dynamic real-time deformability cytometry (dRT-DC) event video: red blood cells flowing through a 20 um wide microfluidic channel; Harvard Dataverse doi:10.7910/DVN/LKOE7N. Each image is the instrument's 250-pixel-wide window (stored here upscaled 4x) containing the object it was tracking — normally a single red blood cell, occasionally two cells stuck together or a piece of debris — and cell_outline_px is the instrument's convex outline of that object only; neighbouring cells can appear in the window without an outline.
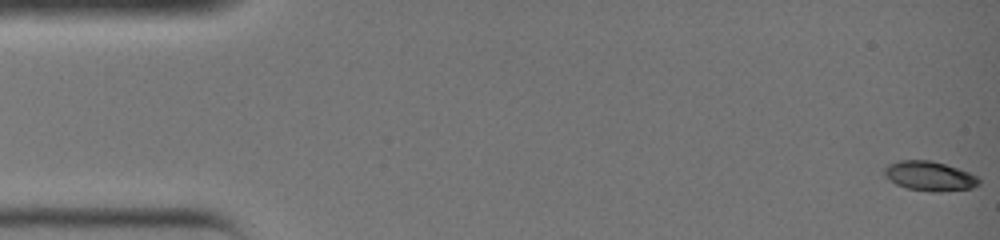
{"species": "common noctule bat (a hibernating species)", "species_latin": "Nyctalus noctula", "temperature_condition": "warm", "stored_images_in_passage": 37, "camera_frame_rate_fps": 3000, "um_per_image_px": 0.085, "animal": {"sex": "female", "body_mass_g": 19.0, "forearm_length_mm": 51.5}, "frame": {"image": 1, "passage_image": 1, "time_ms": 0.0, "image_size_px": [1000, 240], "cell_outline_px": [[980, 184], [972, 188], [940, 192], [928, 192], [908, 188], [896, 184], [884, 176], [884, 168], [888, 164], [900, 160], [932, 160], [968, 172], [976, 176], [980, 180]], "centroid_in_image_um": [79.0, 14.97], "position_along_channel_um": 6.0, "area_um2": 16.3}}
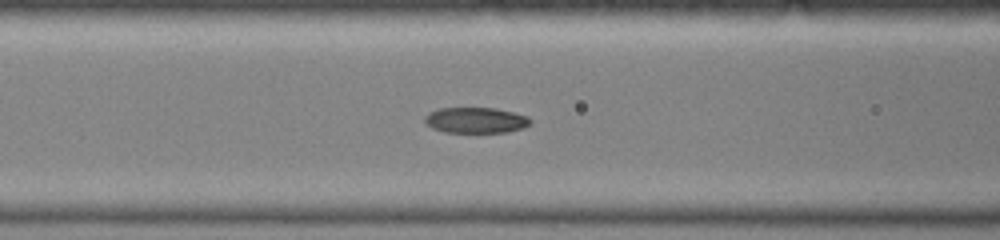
{"frame": {"image": 2, "passage_image": 16, "time_ms": 5.0, "image_size_px": [1000, 240], "cell_outline_px": [[532, 120], [524, 128], [508, 132], [444, 132], [432, 128], [424, 120], [424, 116], [440, 108], [496, 108], [528, 116]], "centroid_in_image_um": [40.46, 10.22], "position_along_channel_um": 126.1, "area_um2": 15.72}}
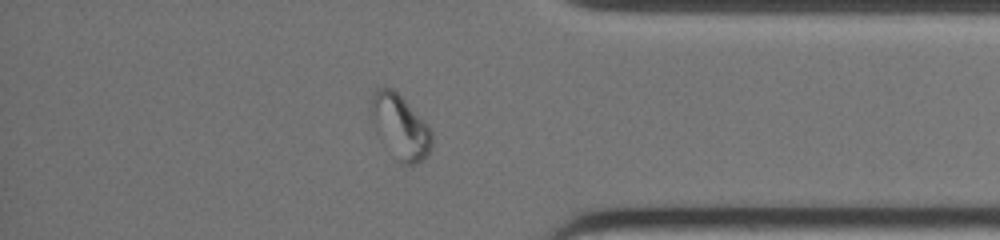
{"frame": {"image": 3, "passage_image": 32, "time_ms": 10.333, "image_size_px": [1000, 240], "cell_outline_px": [[432, 144], [428, 152], [416, 164], [400, 164], [396, 160], [376, 132], [368, 108], [372, 96], [376, 88], [392, 88], [400, 96], [432, 132]], "centroid_in_image_um": [33.95, 10.78], "position_along_channel_um": 401.3, "area_um2": 22.2}}